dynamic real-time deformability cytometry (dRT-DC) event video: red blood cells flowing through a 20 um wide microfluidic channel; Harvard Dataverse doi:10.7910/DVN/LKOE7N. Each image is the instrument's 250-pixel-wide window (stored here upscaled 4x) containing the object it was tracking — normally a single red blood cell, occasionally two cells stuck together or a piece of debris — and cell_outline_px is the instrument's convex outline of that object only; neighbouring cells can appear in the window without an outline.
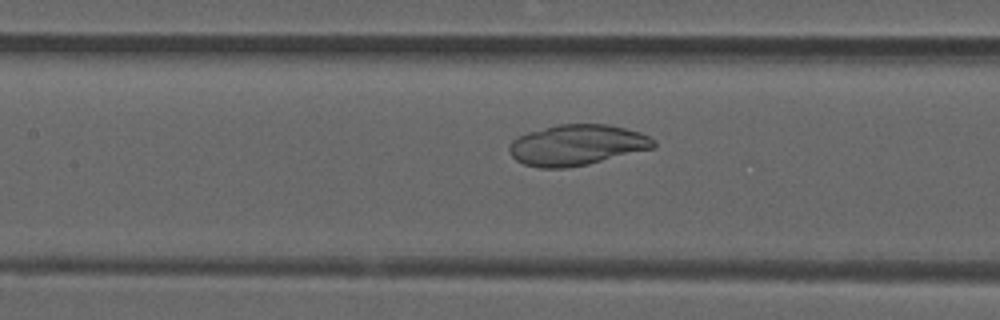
{"species": "common noctule bat (a hibernating species)", "species_latin": "Nyctalus noctula", "temperature_condition": "room temperature", "stored_images_in_passage": 15, "camera_frame_rate_fps": 3000, "um_per_image_px": 0.085, "animal": {"sex": "male", "forearm_length_mm": 52.5}, "frame": {"image": 1, "passage_image": 9, "time_ms": 2.667, "image_size_px": [1000, 320], "cell_outline_px": [[656, 148], [588, 164], [564, 168], [540, 168], [524, 164], [516, 160], [512, 156], [508, 148], [512, 140], [528, 132], [556, 124], [608, 124], [640, 132], [656, 140]], "centroid_in_image_um": [49.06, 12.32], "position_along_channel_um": 158.3, "area_um2": 34.39}}
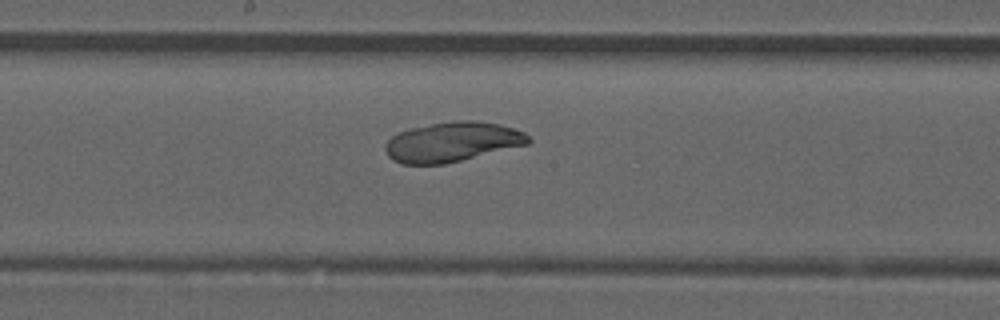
{"frame": {"image": 2, "passage_image": 13, "time_ms": 4.0, "image_size_px": [1000, 320], "cell_outline_px": [[532, 140], [528, 144], [444, 164], [400, 164], [392, 160], [388, 156], [384, 148], [384, 144], [392, 136], [400, 132], [412, 128], [452, 120], [472, 120], [500, 124], [524, 132]], "centroid_in_image_um": [38.42, 12.06], "position_along_channel_um": 209.8, "area_um2": 33.0}}